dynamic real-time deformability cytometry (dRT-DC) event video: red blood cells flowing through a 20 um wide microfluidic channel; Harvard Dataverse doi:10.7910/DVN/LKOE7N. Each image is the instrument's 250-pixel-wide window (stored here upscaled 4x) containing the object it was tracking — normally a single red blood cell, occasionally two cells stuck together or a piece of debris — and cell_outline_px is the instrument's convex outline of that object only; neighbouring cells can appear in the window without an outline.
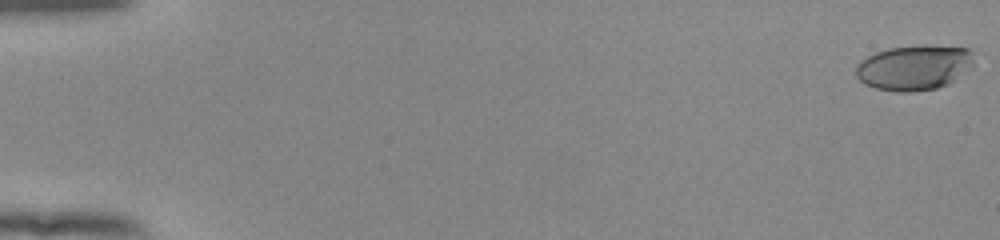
{"species": "human", "species_latin": "Homo sapiens", "temperature_condition": "room temperature", "stored_images_in_passage": 54, "camera_frame_rate_fps": 3000, "um_per_image_px": 0.085, "donor": {"sex": "female"}, "frame": {"image": 1, "passage_image": 1, "time_ms": 0.0, "image_size_px": [1000, 240], "cell_outline_px": [[972, 68], [948, 84], [936, 88], [912, 92], [896, 92], [876, 88], [864, 84], [856, 76], [856, 64], [860, 60], [876, 52], [888, 48], [968, 48], [972, 52]], "centroid_in_image_um": [77.65, 5.8], "position_along_channel_um": 7.3, "area_um2": 30.17}}
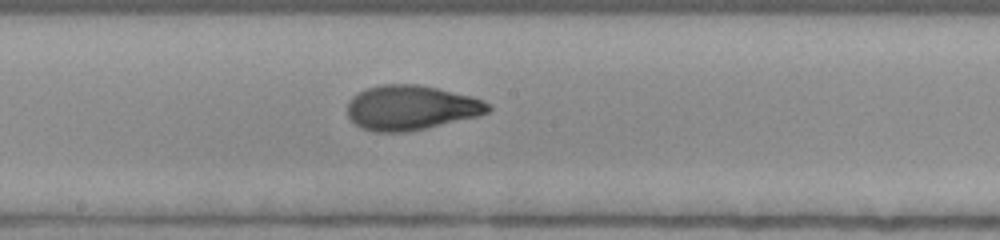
{"frame": {"image": 2, "passage_image": 31, "time_ms": 10.0, "image_size_px": [1000, 240], "cell_outline_px": [[492, 108], [488, 112], [480, 116], [424, 128], [404, 132], [376, 132], [360, 128], [348, 116], [348, 100], [352, 96], [368, 88], [380, 84], [420, 84], [472, 96], [484, 100]], "centroid_in_image_um": [34.94, 9.14], "position_along_channel_um": 213.3, "area_um2": 36.7}}
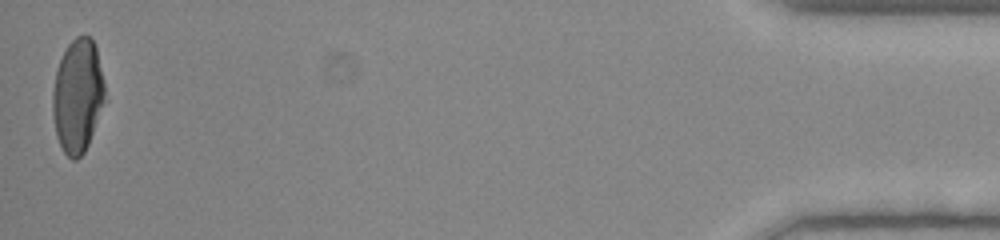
{"frame": {"image": 3, "passage_image": 54, "time_ms": 17.667, "image_size_px": [1000, 240], "cell_outline_px": [[108, 100], [88, 144], [84, 152], [76, 160], [72, 160], [64, 152], [56, 136], [52, 112], [52, 92], [56, 72], [60, 60], [68, 44], [76, 36], [88, 36], [92, 40], [96, 48], [104, 80]], "centroid_in_image_um": [6.63, 8.17], "position_along_channel_um": 428.6, "area_um2": 35.08}, "authors_computed_cell_mechanics": {"area_um2": 35.0846, "velocity_mm_per_s": 3.9137, "shape_relaxation_time_tau1_ms": 4.762, "shape_relaxation_time_tau2_ms": 1.1066, "deformation_change_tau1": 0.2004, "deformation_change_tau2": 0.0655}}